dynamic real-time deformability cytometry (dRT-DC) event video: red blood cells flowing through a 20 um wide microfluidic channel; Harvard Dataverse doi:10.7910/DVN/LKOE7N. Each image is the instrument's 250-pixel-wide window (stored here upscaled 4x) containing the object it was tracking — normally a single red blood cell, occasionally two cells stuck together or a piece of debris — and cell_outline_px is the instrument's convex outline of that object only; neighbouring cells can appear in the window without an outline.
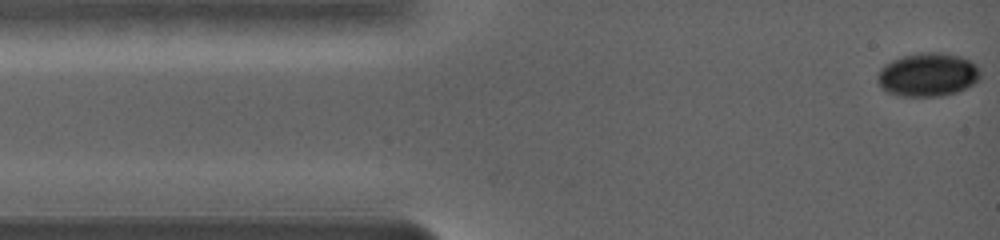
{"species": "common noctule bat (a hibernating species)", "species_latin": "Nyctalus noctula", "temperature_condition": "warm", "stored_images_in_passage": 37, "camera_frame_rate_fps": 5000, "um_per_image_px": 0.085, "animal": {"sex": "female", "body_mass_g": 19.0, "forearm_length_mm": 56.7}, "frame": {"image": 1, "passage_image": 1, "time_ms": 0.0, "image_size_px": [1000, 240], "cell_outline_px": [[980, 80], [956, 92], [936, 96], [904, 96], [888, 92], [876, 80], [876, 76], [880, 68], [884, 64], [900, 56], [920, 52], [940, 52], [960, 56], [976, 64], [980, 68]], "centroid_in_image_um": [78.85, 6.32], "position_along_channel_um": 6.1, "area_um2": 26.13}}
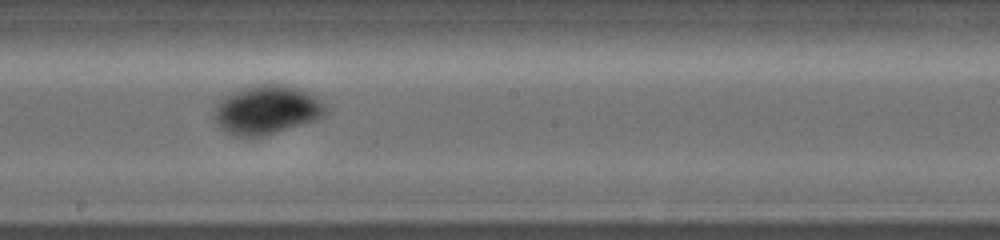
{"frame": {"image": 2, "passage_image": 17, "time_ms": 8.0, "image_size_px": [1000, 240], "cell_outline_px": [[328, 112], [324, 116], [316, 120], [276, 132], [260, 136], [236, 136], [220, 128], [216, 124], [216, 104], [224, 96], [232, 92], [244, 88], [260, 84], [280, 84], [296, 88], [308, 92], [316, 96], [328, 108]], "centroid_in_image_um": [22.71, 9.33], "position_along_channel_um": 225.5, "area_um2": 31.39}}
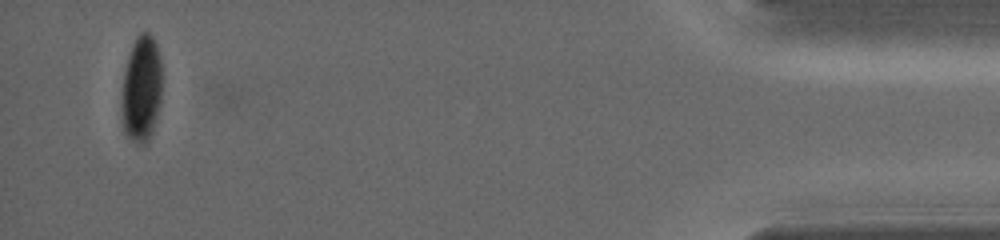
{"frame": {"image": 3, "passage_image": 37, "time_ms": 16.4, "image_size_px": [1000, 240], "cell_outline_px": [[160, 104], [152, 132], [148, 140], [144, 144], [136, 144], [124, 132], [120, 120], [120, 100], [124, 68], [132, 44], [136, 36], [140, 32], [148, 32], [152, 36], [156, 44], [160, 60]], "centroid_in_image_um": [11.97, 7.58], "position_along_channel_um": 423.2, "area_um2": 25.49}, "authors_computed_cell_mechanics": {"area_um2": 29.0156, "velocity_mm_per_s": 3.6446, "shape_relaxation_time_tau1_ms": 1.4325, "shape_relaxation_time_tau2_ms": null, "deformation_change_tau1": 0.0794, "deformation_change_tau2": null}}